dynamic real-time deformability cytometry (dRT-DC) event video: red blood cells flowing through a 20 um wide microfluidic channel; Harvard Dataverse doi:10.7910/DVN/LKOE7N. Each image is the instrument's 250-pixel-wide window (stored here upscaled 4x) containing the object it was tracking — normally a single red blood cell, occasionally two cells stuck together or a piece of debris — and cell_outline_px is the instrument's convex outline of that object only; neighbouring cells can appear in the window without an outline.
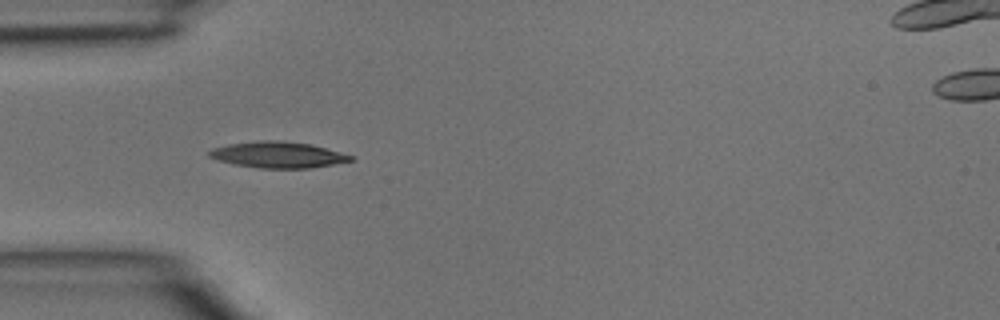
{"species": "common noctule bat (a hibernating species)", "species_latin": "Nyctalus noctula", "temperature_condition": "room temperature", "stored_images_in_passage": 2, "camera_frame_rate_fps": 3000, "um_per_image_px": 0.085, "animal": {"sex": "male", "body_mass_g": 15.6}, "frame": {"image": 1, "passage_image": 2, "time_ms": 0.333, "image_size_px": [1000, 320], "cell_outline_px": [[356, 160], [312, 168], [260, 168], [232, 164], [208, 156], [208, 152], [212, 148], [228, 144], [256, 140], [280, 140], [312, 144], [356, 156]], "centroid_in_image_um": [23.67, 13.15], "position_along_channel_um": 61.3, "area_um2": 21.85}}